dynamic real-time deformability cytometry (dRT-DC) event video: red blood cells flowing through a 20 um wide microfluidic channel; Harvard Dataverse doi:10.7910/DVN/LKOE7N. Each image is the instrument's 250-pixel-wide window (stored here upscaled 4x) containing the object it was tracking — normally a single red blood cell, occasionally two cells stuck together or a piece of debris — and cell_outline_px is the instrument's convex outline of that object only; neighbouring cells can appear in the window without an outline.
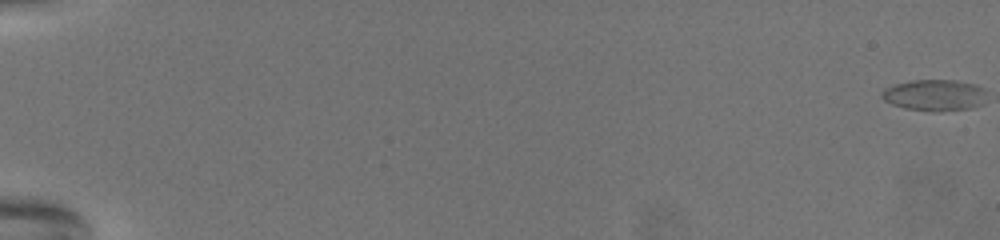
{"species": "common noctule bat (a hibernating species)", "species_latin": "Nyctalus noctula", "temperature_condition": "warm", "stored_images_in_passage": 73, "camera_frame_rate_fps": 3000, "um_per_image_px": 0.085, "animal": {"sex": "female", "body_mass_g": 19.5, "forearm_length_mm": 54.1}, "frame": {"image": 1, "passage_image": 1, "time_ms": 0.0, "image_size_px": [1000, 240], "cell_outline_px": [[984, 88], [976, 104], [968, 108], [904, 108], [892, 104], [884, 100], [884, 88], [896, 84], [912, 80], [952, 80], [972, 84]], "centroid_in_image_um": [79.31, 8.02], "position_along_channel_um": 5.7, "area_um2": 17.34}}
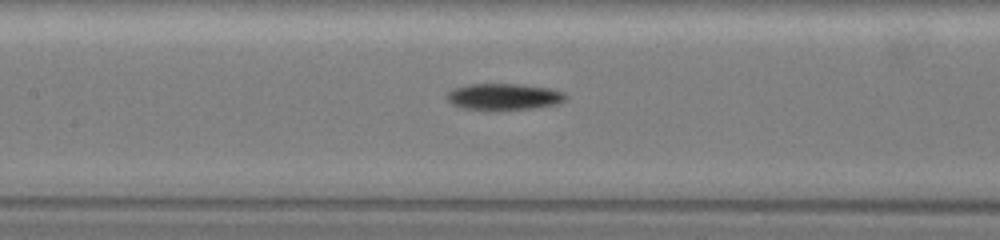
{"frame": {"image": 2, "passage_image": 39, "time_ms": 12.667, "image_size_px": [1000, 240], "cell_outline_px": [[568, 96], [564, 100], [556, 104], [532, 108], [464, 108], [452, 104], [448, 100], [448, 92], [456, 88], [468, 84], [516, 84], [548, 88], [564, 92]], "centroid_in_image_um": [42.86, 8.19], "position_along_channel_um": 164.5, "area_um2": 17.51}}
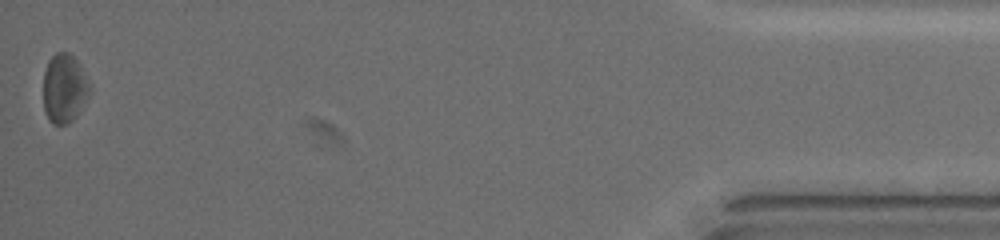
{"frame": {"image": 3, "passage_image": 73, "time_ms": 24.0, "image_size_px": [1000, 240], "cell_outline_px": [[88, 92], [72, 120], [68, 124], [52, 124], [48, 120], [44, 112], [44, 72], [48, 60], [56, 52], [68, 52], [76, 60], [80, 68], [88, 88]], "centroid_in_image_um": [5.37, 7.51], "position_along_channel_um": 429.8, "area_um2": 17.74}, "authors_computed_cell_mechanics": {"area_um2": 17.34, "velocity_mm_per_s": 3.0528, "shape_relaxation_time_tau1_ms": 2.6658, "shape_relaxation_time_tau2_ms": null, "deformation_change_tau1": 0.1345, "deformation_change_tau2": null}}